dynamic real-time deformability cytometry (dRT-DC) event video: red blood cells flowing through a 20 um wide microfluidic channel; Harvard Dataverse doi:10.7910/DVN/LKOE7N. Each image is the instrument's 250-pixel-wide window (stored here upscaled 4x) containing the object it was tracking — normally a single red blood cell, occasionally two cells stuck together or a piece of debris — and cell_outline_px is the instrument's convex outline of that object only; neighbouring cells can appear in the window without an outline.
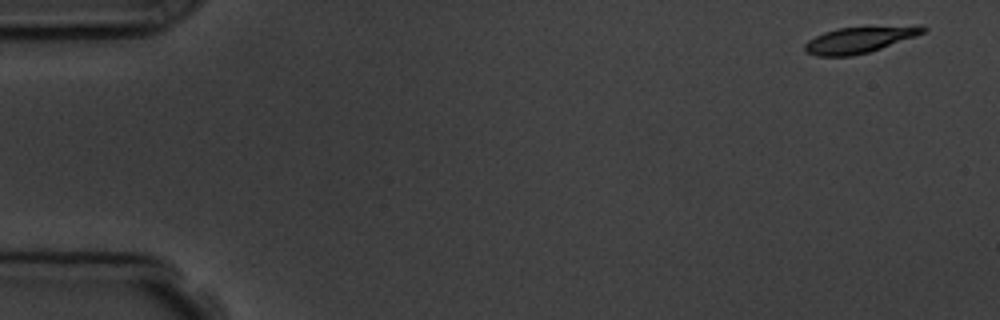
{"species": "common noctule bat (a hibernating species)", "species_latin": "Nyctalus noctula", "temperature_condition": "room temperature", "stored_images_in_passage": 6, "camera_frame_rate_fps": 3000, "um_per_image_px": 0.085, "animal": {"sex": "male", "body_mass_g": 19.5, "forearm_length_mm": 54.6}, "frame": {"image": 1, "passage_image": 1, "time_ms": 0.0, "image_size_px": [1000, 320], "cell_outline_px": [[928, 28], [924, 32], [916, 36], [868, 52], [852, 56], [816, 56], [808, 52], [804, 48], [804, 44], [808, 40], [824, 32], [836, 28], [920, 24], [924, 24]], "centroid_in_image_um": [73.11, 3.35], "position_along_channel_um": 11.9, "area_um2": 18.26}}
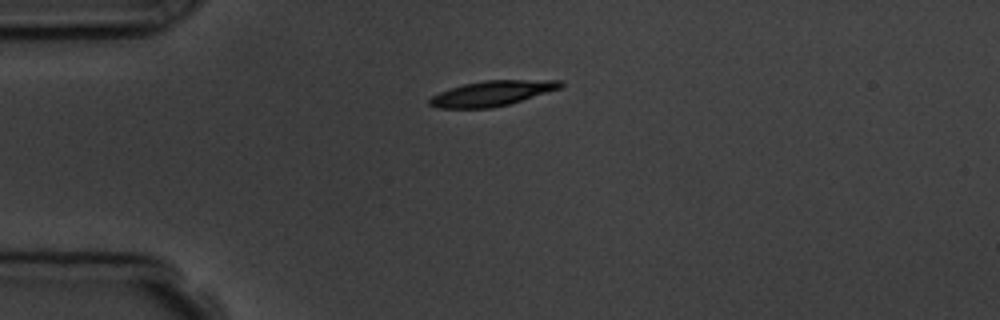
{"frame": {"image": 2, "passage_image": 4, "time_ms": 3.667, "image_size_px": [1000, 320], "cell_outline_px": [[564, 84], [560, 88], [508, 104], [492, 108], [436, 108], [428, 104], [428, 100], [432, 96], [440, 92], [464, 84], [484, 80], [564, 80]], "centroid_in_image_um": [41.81, 7.93], "position_along_channel_um": 43.2, "area_um2": 19.02}}